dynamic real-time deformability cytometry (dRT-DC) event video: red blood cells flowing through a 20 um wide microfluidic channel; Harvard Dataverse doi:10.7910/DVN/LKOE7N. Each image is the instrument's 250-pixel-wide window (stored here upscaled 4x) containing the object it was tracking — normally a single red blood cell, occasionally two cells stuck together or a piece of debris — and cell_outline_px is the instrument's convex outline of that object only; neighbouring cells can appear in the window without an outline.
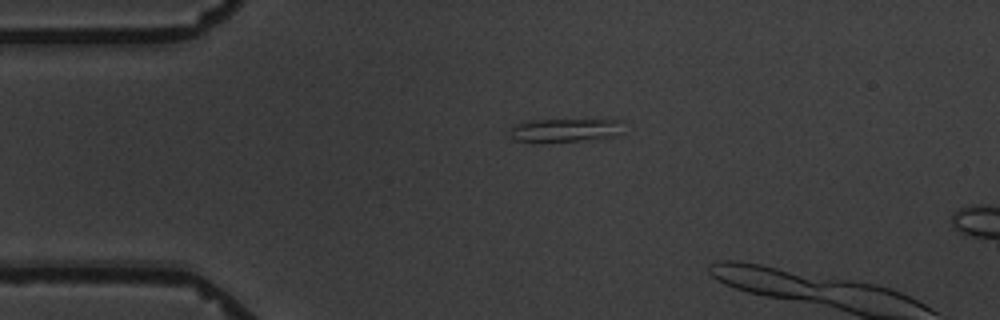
{"species": "common noctule bat (a hibernating species)", "species_latin": "Nyctalus noctula", "temperature_condition": "warm", "stored_images_in_passage": 2, "camera_frame_rate_fps": 3000, "um_per_image_px": 0.085, "animal": {"sex": "male", "body_mass_g": 19.5, "forearm_length_mm": 54.6}, "frame": {"image": 1, "passage_image": 1, "time_ms": 0.0, "image_size_px": [1000, 320], "cell_outline_px": [[620, 120], [612, 136], [584, 140], [512, 140], [508, 132], [516, 124], [528, 120]], "centroid_in_image_um": [47.86, 11.04], "position_along_channel_um": 37.1, "area_um2": 14.33}}